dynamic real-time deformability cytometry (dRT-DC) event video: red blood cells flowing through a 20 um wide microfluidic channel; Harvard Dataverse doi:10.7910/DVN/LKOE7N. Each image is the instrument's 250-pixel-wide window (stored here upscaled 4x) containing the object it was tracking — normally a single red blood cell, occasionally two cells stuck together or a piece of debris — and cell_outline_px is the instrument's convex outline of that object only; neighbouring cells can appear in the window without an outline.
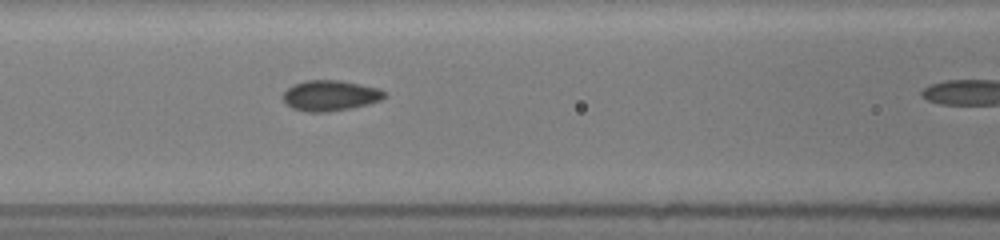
{"species": "common noctule bat (a hibernating species)", "species_latin": "Nyctalus noctula", "temperature_condition": "room temperature", "stored_images_in_passage": 10, "camera_frame_rate_fps": 3000, "um_per_image_px": 0.085, "animal": {"sex": "female", "body_mass_g": 19.5, "forearm_length_mm": 54.1}, "frame": {"image": 1, "passage_image": 9, "time_ms": 4.333, "image_size_px": [1000, 240], "cell_outline_px": [[388, 96], [380, 100], [368, 104], [328, 112], [308, 112], [292, 108], [284, 100], [284, 92], [292, 84], [304, 80], [340, 80], [380, 88]], "centroid_in_image_um": [28.08, 8.11], "position_along_channel_um": 138.5, "area_um2": 18.03}}